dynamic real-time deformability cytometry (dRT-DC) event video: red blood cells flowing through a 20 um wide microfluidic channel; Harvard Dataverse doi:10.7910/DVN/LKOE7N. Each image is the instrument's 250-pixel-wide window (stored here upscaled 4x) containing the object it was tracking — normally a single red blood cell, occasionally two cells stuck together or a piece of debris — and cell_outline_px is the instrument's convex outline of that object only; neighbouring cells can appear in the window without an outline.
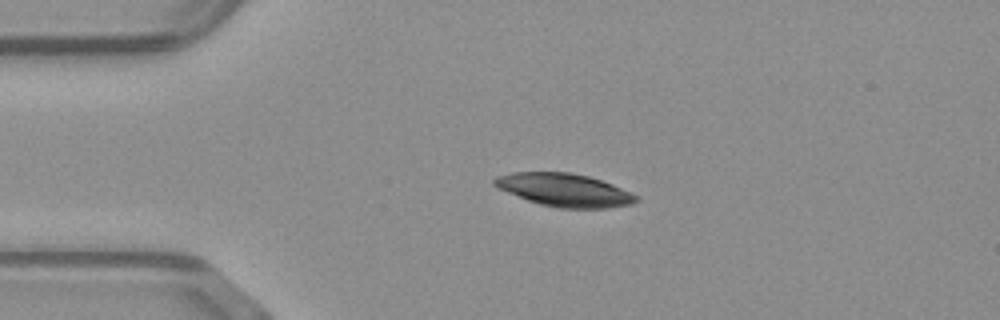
{"species": "common noctule bat (a hibernating species)", "species_latin": "Nyctalus noctula", "temperature_condition": "warm", "stored_images_in_passage": 5, "camera_frame_rate_fps": 3000, "um_per_image_px": 0.085, "animal": {"sex": "male", "body_mass_g": 23.1, "forearm_length_mm": 52.7}, "frame": {"image": 1, "passage_image": 1, "time_ms": 0.0, "image_size_px": [1000, 320], "cell_outline_px": [[640, 200], [632, 204], [608, 208], [556, 208], [540, 204], [528, 200], [496, 188], [492, 184], [492, 180], [496, 176], [512, 172], [572, 172], [588, 176], [612, 184], [640, 196]], "centroid_in_image_um": [47.97, 16.15], "position_along_channel_um": 37.0, "area_um2": 27.51}}